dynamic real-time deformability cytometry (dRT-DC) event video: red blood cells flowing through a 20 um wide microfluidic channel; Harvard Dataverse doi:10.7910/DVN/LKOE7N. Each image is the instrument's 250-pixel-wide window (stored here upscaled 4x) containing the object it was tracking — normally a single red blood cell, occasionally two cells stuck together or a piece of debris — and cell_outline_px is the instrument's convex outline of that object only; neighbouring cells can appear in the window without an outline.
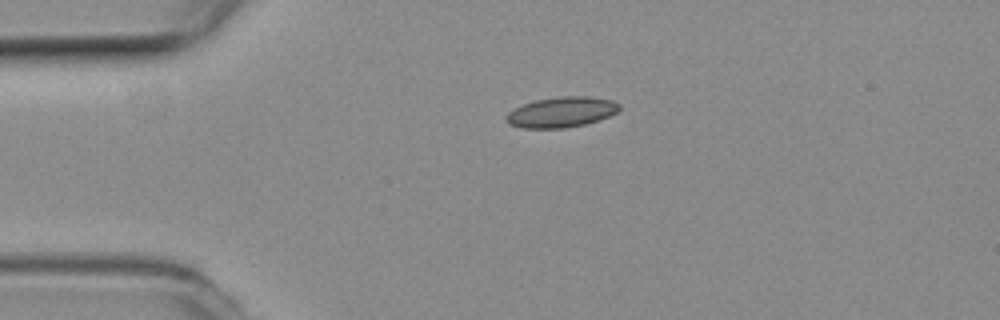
{"species": "common noctule bat (a hibernating species)", "species_latin": "Nyctalus noctula", "temperature_condition": "room temperature", "stored_images_in_passage": 2, "camera_frame_rate_fps": 3000, "um_per_image_px": 0.085, "animal": {"sex": "female", "body_mass_g": 19.3, "forearm_length_mm": 54.1}, "frame": {"image": 1, "passage_image": 1, "time_ms": 0.0, "image_size_px": [1000, 320], "cell_outline_px": [[620, 108], [616, 112], [608, 116], [584, 124], [564, 128], [524, 128], [512, 124], [504, 116], [508, 112], [524, 104], [536, 100], [564, 96], [588, 96], [612, 100], [620, 104]], "centroid_in_image_um": [47.74, 9.52], "position_along_channel_um": 37.3, "area_um2": 19.65}}